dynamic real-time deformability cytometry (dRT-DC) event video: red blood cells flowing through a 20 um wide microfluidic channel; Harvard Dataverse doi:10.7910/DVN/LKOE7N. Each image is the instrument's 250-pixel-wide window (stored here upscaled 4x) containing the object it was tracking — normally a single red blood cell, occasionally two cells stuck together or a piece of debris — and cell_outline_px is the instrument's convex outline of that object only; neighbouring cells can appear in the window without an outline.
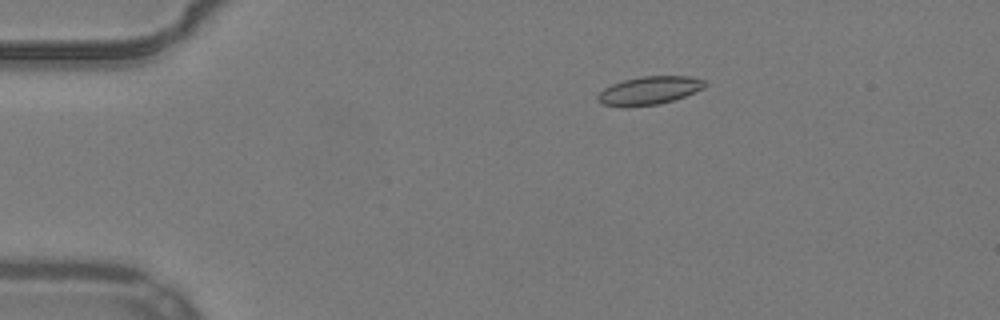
{"species": "common noctule bat (a hibernating species)", "species_latin": "Nyctalus noctula", "temperature_condition": "warm", "stored_images_in_passage": 47, "camera_frame_rate_fps": 3000, "um_per_image_px": 0.085, "animal": {"sex": "male", "body_mass_g": 19.2, "forearm_length_mm": 51.8}, "frame": {"image": 1, "passage_image": 4, "time_ms": 1.0, "image_size_px": [1000, 320], "cell_outline_px": [[708, 84], [704, 88], [684, 96], [672, 100], [656, 104], [604, 104], [596, 100], [596, 96], [604, 88], [612, 84], [624, 80], [640, 76], [692, 76], [704, 80]], "centroid_in_image_um": [55.25, 7.64], "position_along_channel_um": 29.8, "area_um2": 16.94}}
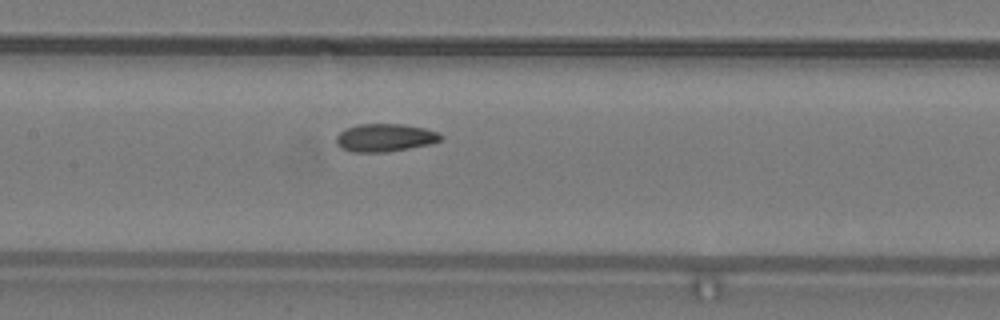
{"frame": {"image": 2, "passage_image": 20, "time_ms": 6.333, "image_size_px": [1000, 320], "cell_outline_px": [[444, 136], [440, 140], [428, 144], [408, 148], [384, 152], [352, 152], [340, 148], [336, 144], [336, 136], [340, 132], [356, 124], [400, 124], [424, 128], [440, 132]], "centroid_in_image_um": [32.7, 11.7], "position_along_channel_um": 174.7, "area_um2": 16.94}}
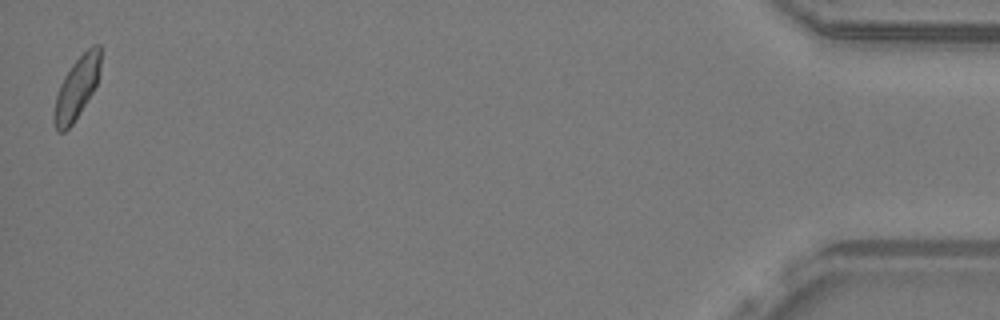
{"frame": {"image": 3, "passage_image": 47, "time_ms": 15.333, "image_size_px": [1000, 320], "cell_outline_px": [[100, 64], [96, 84], [92, 92], [80, 112], [72, 124], [64, 132], [56, 132], [52, 120], [52, 116], [56, 96], [60, 84], [64, 76], [72, 64], [92, 44], [100, 44]], "centroid_in_image_um": [6.48, 7.51], "position_along_channel_um": 428.7, "area_um2": 16.65}, "authors_computed_cell_mechanics": {"area_um2": 16.9932, "velocity_mm_per_s": 3.8866, "shape_relaxation_time_tau1_ms": 5.0323, "shape_relaxation_time_tau2_ms": 1.8888, "deformation_change_tau1": 0.1184, "deformation_change_tau2": 0.0703}}